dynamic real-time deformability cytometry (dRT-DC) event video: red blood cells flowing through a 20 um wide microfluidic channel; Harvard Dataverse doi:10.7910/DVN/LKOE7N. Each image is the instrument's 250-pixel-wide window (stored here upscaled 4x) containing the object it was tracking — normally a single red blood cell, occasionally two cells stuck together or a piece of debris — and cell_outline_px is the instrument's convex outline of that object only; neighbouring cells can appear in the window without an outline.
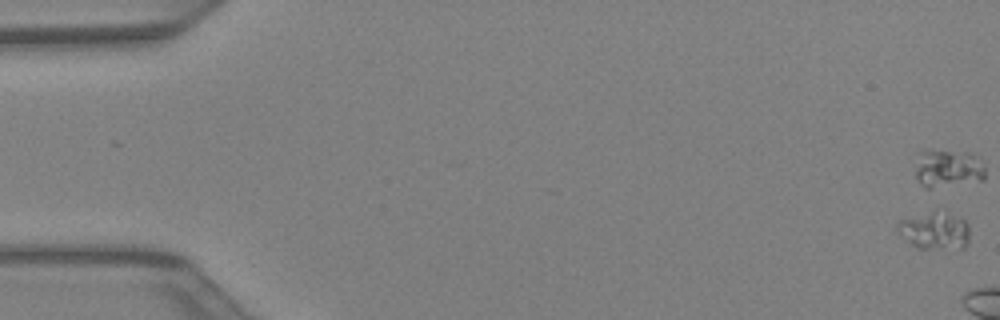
{"species": "Egyptian fruit bat (a non-hibernating species)", "species_latin": "Rousettus aegyptiacus", "temperature_condition": "warm", "stored_images_in_passage": 5, "camera_frame_rate_fps": 3000, "um_per_image_px": 0.085, "animal": {"sex": "female"}, "frame": {"image": 1, "passage_image": 1, "time_ms": 0.0, "image_size_px": [1000, 320], "cell_outline_px": [[968, 244], [964, 248], [920, 248], [912, 244], [896, 232], [896, 224], [900, 220], [932, 212], [964, 220], [968, 224]], "centroid_in_image_um": [79.41, 19.66], "position_along_channel_um": 5.6, "area_um2": 14.97}}